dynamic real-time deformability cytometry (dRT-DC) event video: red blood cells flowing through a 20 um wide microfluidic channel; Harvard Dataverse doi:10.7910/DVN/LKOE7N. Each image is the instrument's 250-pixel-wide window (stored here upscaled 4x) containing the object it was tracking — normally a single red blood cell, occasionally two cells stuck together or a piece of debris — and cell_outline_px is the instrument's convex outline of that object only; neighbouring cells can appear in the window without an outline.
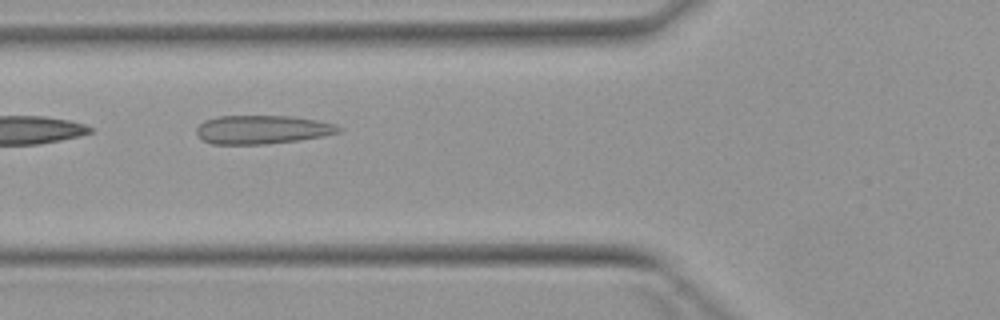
{"species": "Egyptian fruit bat (a non-hibernating species)", "species_latin": "Rousettus aegyptiacus", "temperature_condition": "warm", "stored_images_in_passage": 7, "camera_frame_rate_fps": 3000, "um_per_image_px": 0.085, "animal": {"sex": "female"}, "frame": {"image": 1, "passage_image": 6, "time_ms": 6.0, "image_size_px": [1000, 320], "cell_outline_px": [[344, 128], [340, 132], [324, 136], [300, 140], [264, 144], [212, 144], [204, 140], [196, 132], [196, 128], [204, 120], [220, 116], [292, 116], [316, 120], [336, 124]], "centroid_in_image_um": [22.33, 11.01], "position_along_channel_um": 103.5, "area_um2": 23.76}}
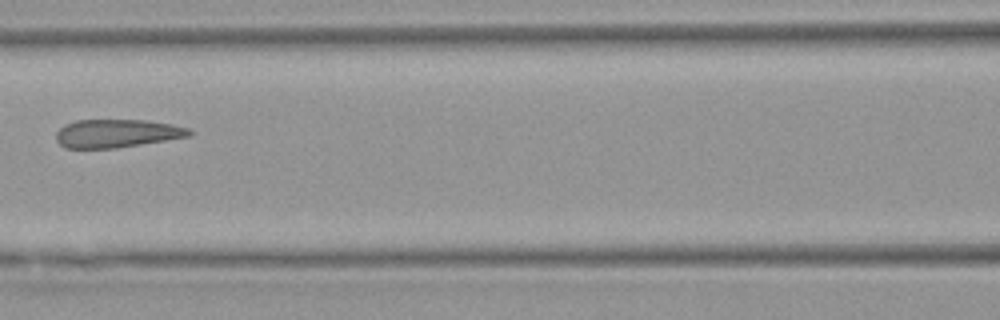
{"frame": {"image": 2, "passage_image": 7, "time_ms": 7.333, "image_size_px": [1000, 320], "cell_outline_px": [[196, 132], [192, 136], [116, 148], [64, 148], [56, 140], [56, 132], [64, 124], [76, 120], [144, 120], [172, 124], [188, 128]], "centroid_in_image_um": [9.95, 11.34], "position_along_channel_um": 156.6, "area_um2": 22.08}}